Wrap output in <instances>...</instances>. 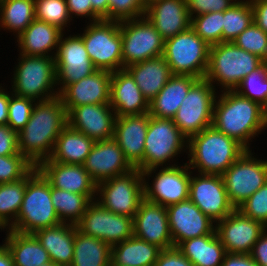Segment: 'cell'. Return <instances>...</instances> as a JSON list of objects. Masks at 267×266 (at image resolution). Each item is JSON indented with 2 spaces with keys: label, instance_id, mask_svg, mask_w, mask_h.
<instances>
[{
  "label": "cell",
  "instance_id": "1",
  "mask_svg": "<svg viewBox=\"0 0 267 266\" xmlns=\"http://www.w3.org/2000/svg\"><path fill=\"white\" fill-rule=\"evenodd\" d=\"M67 124V111L59 96L35 103L29 121L18 133L19 153L37 167L51 157L56 140Z\"/></svg>",
  "mask_w": 267,
  "mask_h": 266
},
{
  "label": "cell",
  "instance_id": "2",
  "mask_svg": "<svg viewBox=\"0 0 267 266\" xmlns=\"http://www.w3.org/2000/svg\"><path fill=\"white\" fill-rule=\"evenodd\" d=\"M212 126L249 150L248 141L265 127L262 106L234 90H226L218 103L215 99Z\"/></svg>",
  "mask_w": 267,
  "mask_h": 266
},
{
  "label": "cell",
  "instance_id": "3",
  "mask_svg": "<svg viewBox=\"0 0 267 266\" xmlns=\"http://www.w3.org/2000/svg\"><path fill=\"white\" fill-rule=\"evenodd\" d=\"M186 141L191 158L188 166L198 168L200 174L222 175L247 150L213 126Z\"/></svg>",
  "mask_w": 267,
  "mask_h": 266
},
{
  "label": "cell",
  "instance_id": "4",
  "mask_svg": "<svg viewBox=\"0 0 267 266\" xmlns=\"http://www.w3.org/2000/svg\"><path fill=\"white\" fill-rule=\"evenodd\" d=\"M59 224L61 222L51 201V184L35 167L26 176V190L21 208L16 221H11L8 229L33 234L37 230Z\"/></svg>",
  "mask_w": 267,
  "mask_h": 266
},
{
  "label": "cell",
  "instance_id": "5",
  "mask_svg": "<svg viewBox=\"0 0 267 266\" xmlns=\"http://www.w3.org/2000/svg\"><path fill=\"white\" fill-rule=\"evenodd\" d=\"M263 62L233 42H221L210 46L205 79L211 84L217 80L225 90H235L242 79Z\"/></svg>",
  "mask_w": 267,
  "mask_h": 266
},
{
  "label": "cell",
  "instance_id": "6",
  "mask_svg": "<svg viewBox=\"0 0 267 266\" xmlns=\"http://www.w3.org/2000/svg\"><path fill=\"white\" fill-rule=\"evenodd\" d=\"M210 46L194 30H187L164 40L163 57L172 75L205 78L209 63Z\"/></svg>",
  "mask_w": 267,
  "mask_h": 266
},
{
  "label": "cell",
  "instance_id": "7",
  "mask_svg": "<svg viewBox=\"0 0 267 266\" xmlns=\"http://www.w3.org/2000/svg\"><path fill=\"white\" fill-rule=\"evenodd\" d=\"M20 55L21 61L13 78L14 94L34 101L38 98L39 102L59 96V92H51V88L57 84L54 57Z\"/></svg>",
  "mask_w": 267,
  "mask_h": 266
},
{
  "label": "cell",
  "instance_id": "8",
  "mask_svg": "<svg viewBox=\"0 0 267 266\" xmlns=\"http://www.w3.org/2000/svg\"><path fill=\"white\" fill-rule=\"evenodd\" d=\"M80 37L97 70L115 72L123 69L119 21L102 19L92 22Z\"/></svg>",
  "mask_w": 267,
  "mask_h": 266
},
{
  "label": "cell",
  "instance_id": "9",
  "mask_svg": "<svg viewBox=\"0 0 267 266\" xmlns=\"http://www.w3.org/2000/svg\"><path fill=\"white\" fill-rule=\"evenodd\" d=\"M214 89L207 79H199L190 88L173 117L174 124L188 139L212 126L216 99Z\"/></svg>",
  "mask_w": 267,
  "mask_h": 266
},
{
  "label": "cell",
  "instance_id": "10",
  "mask_svg": "<svg viewBox=\"0 0 267 266\" xmlns=\"http://www.w3.org/2000/svg\"><path fill=\"white\" fill-rule=\"evenodd\" d=\"M143 173L135 168L124 175L112 177L97 184L100 203L112 213L134 217L145 199Z\"/></svg>",
  "mask_w": 267,
  "mask_h": 266
},
{
  "label": "cell",
  "instance_id": "11",
  "mask_svg": "<svg viewBox=\"0 0 267 266\" xmlns=\"http://www.w3.org/2000/svg\"><path fill=\"white\" fill-rule=\"evenodd\" d=\"M120 21L123 68L163 56L164 39L145 16Z\"/></svg>",
  "mask_w": 267,
  "mask_h": 266
},
{
  "label": "cell",
  "instance_id": "12",
  "mask_svg": "<svg viewBox=\"0 0 267 266\" xmlns=\"http://www.w3.org/2000/svg\"><path fill=\"white\" fill-rule=\"evenodd\" d=\"M185 139L188 140L172 119L150 116L144 145L143 176H149L158 166L174 158L186 144Z\"/></svg>",
  "mask_w": 267,
  "mask_h": 266
},
{
  "label": "cell",
  "instance_id": "13",
  "mask_svg": "<svg viewBox=\"0 0 267 266\" xmlns=\"http://www.w3.org/2000/svg\"><path fill=\"white\" fill-rule=\"evenodd\" d=\"M221 176L229 202L237 209L267 182V161L246 150Z\"/></svg>",
  "mask_w": 267,
  "mask_h": 266
},
{
  "label": "cell",
  "instance_id": "14",
  "mask_svg": "<svg viewBox=\"0 0 267 266\" xmlns=\"http://www.w3.org/2000/svg\"><path fill=\"white\" fill-rule=\"evenodd\" d=\"M76 228L113 246L133 236V218L112 213L97 200L90 203Z\"/></svg>",
  "mask_w": 267,
  "mask_h": 266
},
{
  "label": "cell",
  "instance_id": "15",
  "mask_svg": "<svg viewBox=\"0 0 267 266\" xmlns=\"http://www.w3.org/2000/svg\"><path fill=\"white\" fill-rule=\"evenodd\" d=\"M190 177L189 199L212 221H221L235 208L229 202L221 175Z\"/></svg>",
  "mask_w": 267,
  "mask_h": 266
},
{
  "label": "cell",
  "instance_id": "16",
  "mask_svg": "<svg viewBox=\"0 0 267 266\" xmlns=\"http://www.w3.org/2000/svg\"><path fill=\"white\" fill-rule=\"evenodd\" d=\"M216 233L227 253L250 254L267 227L234 209L216 224Z\"/></svg>",
  "mask_w": 267,
  "mask_h": 266
},
{
  "label": "cell",
  "instance_id": "17",
  "mask_svg": "<svg viewBox=\"0 0 267 266\" xmlns=\"http://www.w3.org/2000/svg\"><path fill=\"white\" fill-rule=\"evenodd\" d=\"M54 56L57 74V84H62V91L67 85L80 81L91 75L97 69L94 67L86 51L80 35L62 39Z\"/></svg>",
  "mask_w": 267,
  "mask_h": 266
},
{
  "label": "cell",
  "instance_id": "18",
  "mask_svg": "<svg viewBox=\"0 0 267 266\" xmlns=\"http://www.w3.org/2000/svg\"><path fill=\"white\" fill-rule=\"evenodd\" d=\"M173 245L200 236L214 234L216 227L190 199L166 207Z\"/></svg>",
  "mask_w": 267,
  "mask_h": 266
},
{
  "label": "cell",
  "instance_id": "19",
  "mask_svg": "<svg viewBox=\"0 0 267 266\" xmlns=\"http://www.w3.org/2000/svg\"><path fill=\"white\" fill-rule=\"evenodd\" d=\"M189 169L187 163L183 168L174 164L161 169L152 187L144 182L145 199L164 207L189 199Z\"/></svg>",
  "mask_w": 267,
  "mask_h": 266
},
{
  "label": "cell",
  "instance_id": "20",
  "mask_svg": "<svg viewBox=\"0 0 267 266\" xmlns=\"http://www.w3.org/2000/svg\"><path fill=\"white\" fill-rule=\"evenodd\" d=\"M83 165L96 184L135 169L113 138L96 141Z\"/></svg>",
  "mask_w": 267,
  "mask_h": 266
},
{
  "label": "cell",
  "instance_id": "21",
  "mask_svg": "<svg viewBox=\"0 0 267 266\" xmlns=\"http://www.w3.org/2000/svg\"><path fill=\"white\" fill-rule=\"evenodd\" d=\"M150 113L116 117L113 139L122 149L126 159L141 172L144 171V145Z\"/></svg>",
  "mask_w": 267,
  "mask_h": 266
},
{
  "label": "cell",
  "instance_id": "22",
  "mask_svg": "<svg viewBox=\"0 0 267 266\" xmlns=\"http://www.w3.org/2000/svg\"><path fill=\"white\" fill-rule=\"evenodd\" d=\"M133 236L161 249L173 247L166 207L144 199L133 217Z\"/></svg>",
  "mask_w": 267,
  "mask_h": 266
},
{
  "label": "cell",
  "instance_id": "23",
  "mask_svg": "<svg viewBox=\"0 0 267 266\" xmlns=\"http://www.w3.org/2000/svg\"><path fill=\"white\" fill-rule=\"evenodd\" d=\"M112 72L96 70L86 78L67 85L59 93L67 114L80 105L110 104Z\"/></svg>",
  "mask_w": 267,
  "mask_h": 266
},
{
  "label": "cell",
  "instance_id": "24",
  "mask_svg": "<svg viewBox=\"0 0 267 266\" xmlns=\"http://www.w3.org/2000/svg\"><path fill=\"white\" fill-rule=\"evenodd\" d=\"M110 104H90L74 107L68 114V125L96 141L109 140L114 136L116 115Z\"/></svg>",
  "mask_w": 267,
  "mask_h": 266
},
{
  "label": "cell",
  "instance_id": "25",
  "mask_svg": "<svg viewBox=\"0 0 267 266\" xmlns=\"http://www.w3.org/2000/svg\"><path fill=\"white\" fill-rule=\"evenodd\" d=\"M37 168L53 187L87 195L91 200H95L93 197L97 193V184L85 170L84 165L63 164L49 158L42 161Z\"/></svg>",
  "mask_w": 267,
  "mask_h": 266
},
{
  "label": "cell",
  "instance_id": "26",
  "mask_svg": "<svg viewBox=\"0 0 267 266\" xmlns=\"http://www.w3.org/2000/svg\"><path fill=\"white\" fill-rule=\"evenodd\" d=\"M110 106L116 117L149 112L148 100L143 96L133 76L126 68L112 72Z\"/></svg>",
  "mask_w": 267,
  "mask_h": 266
},
{
  "label": "cell",
  "instance_id": "27",
  "mask_svg": "<svg viewBox=\"0 0 267 266\" xmlns=\"http://www.w3.org/2000/svg\"><path fill=\"white\" fill-rule=\"evenodd\" d=\"M145 15L164 40L191 25L186 0H157L146 7Z\"/></svg>",
  "mask_w": 267,
  "mask_h": 266
},
{
  "label": "cell",
  "instance_id": "28",
  "mask_svg": "<svg viewBox=\"0 0 267 266\" xmlns=\"http://www.w3.org/2000/svg\"><path fill=\"white\" fill-rule=\"evenodd\" d=\"M198 80L189 75H172L161 91L149 102L150 115L173 119L181 102Z\"/></svg>",
  "mask_w": 267,
  "mask_h": 266
},
{
  "label": "cell",
  "instance_id": "29",
  "mask_svg": "<svg viewBox=\"0 0 267 266\" xmlns=\"http://www.w3.org/2000/svg\"><path fill=\"white\" fill-rule=\"evenodd\" d=\"M48 252L51 262L57 266H70L74 251V225L61 223L33 233Z\"/></svg>",
  "mask_w": 267,
  "mask_h": 266
},
{
  "label": "cell",
  "instance_id": "30",
  "mask_svg": "<svg viewBox=\"0 0 267 266\" xmlns=\"http://www.w3.org/2000/svg\"><path fill=\"white\" fill-rule=\"evenodd\" d=\"M126 69L133 76L148 102L161 91L172 76L170 67L163 56L129 65Z\"/></svg>",
  "mask_w": 267,
  "mask_h": 266
},
{
  "label": "cell",
  "instance_id": "31",
  "mask_svg": "<svg viewBox=\"0 0 267 266\" xmlns=\"http://www.w3.org/2000/svg\"><path fill=\"white\" fill-rule=\"evenodd\" d=\"M62 33L58 27L35 19L17 38L21 54L48 56V51L57 49Z\"/></svg>",
  "mask_w": 267,
  "mask_h": 266
},
{
  "label": "cell",
  "instance_id": "32",
  "mask_svg": "<svg viewBox=\"0 0 267 266\" xmlns=\"http://www.w3.org/2000/svg\"><path fill=\"white\" fill-rule=\"evenodd\" d=\"M94 143L93 139L67 124L56 140L50 159L63 164L83 165Z\"/></svg>",
  "mask_w": 267,
  "mask_h": 266
},
{
  "label": "cell",
  "instance_id": "33",
  "mask_svg": "<svg viewBox=\"0 0 267 266\" xmlns=\"http://www.w3.org/2000/svg\"><path fill=\"white\" fill-rule=\"evenodd\" d=\"M161 250L155 244L132 236L111 246V266H154Z\"/></svg>",
  "mask_w": 267,
  "mask_h": 266
},
{
  "label": "cell",
  "instance_id": "34",
  "mask_svg": "<svg viewBox=\"0 0 267 266\" xmlns=\"http://www.w3.org/2000/svg\"><path fill=\"white\" fill-rule=\"evenodd\" d=\"M177 248L194 266H221L227 253L216 232L187 239Z\"/></svg>",
  "mask_w": 267,
  "mask_h": 266
},
{
  "label": "cell",
  "instance_id": "35",
  "mask_svg": "<svg viewBox=\"0 0 267 266\" xmlns=\"http://www.w3.org/2000/svg\"><path fill=\"white\" fill-rule=\"evenodd\" d=\"M5 246L11 253L15 266H41L49 263L48 252L33 234L7 231Z\"/></svg>",
  "mask_w": 267,
  "mask_h": 266
},
{
  "label": "cell",
  "instance_id": "36",
  "mask_svg": "<svg viewBox=\"0 0 267 266\" xmlns=\"http://www.w3.org/2000/svg\"><path fill=\"white\" fill-rule=\"evenodd\" d=\"M70 266H111V246L80 232L74 225V251Z\"/></svg>",
  "mask_w": 267,
  "mask_h": 266
},
{
  "label": "cell",
  "instance_id": "37",
  "mask_svg": "<svg viewBox=\"0 0 267 266\" xmlns=\"http://www.w3.org/2000/svg\"><path fill=\"white\" fill-rule=\"evenodd\" d=\"M51 201L61 223L76 225L92 200L87 195L58 189L51 185ZM70 217V218H69ZM68 218V219H67Z\"/></svg>",
  "mask_w": 267,
  "mask_h": 266
},
{
  "label": "cell",
  "instance_id": "38",
  "mask_svg": "<svg viewBox=\"0 0 267 266\" xmlns=\"http://www.w3.org/2000/svg\"><path fill=\"white\" fill-rule=\"evenodd\" d=\"M1 26L19 36L35 20V0H0Z\"/></svg>",
  "mask_w": 267,
  "mask_h": 266
},
{
  "label": "cell",
  "instance_id": "39",
  "mask_svg": "<svg viewBox=\"0 0 267 266\" xmlns=\"http://www.w3.org/2000/svg\"><path fill=\"white\" fill-rule=\"evenodd\" d=\"M253 23V9L249 1H238L223 12L222 42L233 40Z\"/></svg>",
  "mask_w": 267,
  "mask_h": 266
},
{
  "label": "cell",
  "instance_id": "40",
  "mask_svg": "<svg viewBox=\"0 0 267 266\" xmlns=\"http://www.w3.org/2000/svg\"><path fill=\"white\" fill-rule=\"evenodd\" d=\"M26 190V177L0 184V228L9 224L10 215L16 221Z\"/></svg>",
  "mask_w": 267,
  "mask_h": 266
},
{
  "label": "cell",
  "instance_id": "41",
  "mask_svg": "<svg viewBox=\"0 0 267 266\" xmlns=\"http://www.w3.org/2000/svg\"><path fill=\"white\" fill-rule=\"evenodd\" d=\"M234 91L263 106L267 102V62L245 76Z\"/></svg>",
  "mask_w": 267,
  "mask_h": 266
},
{
  "label": "cell",
  "instance_id": "42",
  "mask_svg": "<svg viewBox=\"0 0 267 266\" xmlns=\"http://www.w3.org/2000/svg\"><path fill=\"white\" fill-rule=\"evenodd\" d=\"M190 27L209 46L219 44L222 42L223 12H209L193 16Z\"/></svg>",
  "mask_w": 267,
  "mask_h": 266
},
{
  "label": "cell",
  "instance_id": "43",
  "mask_svg": "<svg viewBox=\"0 0 267 266\" xmlns=\"http://www.w3.org/2000/svg\"><path fill=\"white\" fill-rule=\"evenodd\" d=\"M35 19L63 30L71 19L66 0H35Z\"/></svg>",
  "mask_w": 267,
  "mask_h": 266
},
{
  "label": "cell",
  "instance_id": "44",
  "mask_svg": "<svg viewBox=\"0 0 267 266\" xmlns=\"http://www.w3.org/2000/svg\"><path fill=\"white\" fill-rule=\"evenodd\" d=\"M233 43L241 49L258 56L264 62H267V33L254 22L242 31L233 40Z\"/></svg>",
  "mask_w": 267,
  "mask_h": 266
},
{
  "label": "cell",
  "instance_id": "45",
  "mask_svg": "<svg viewBox=\"0 0 267 266\" xmlns=\"http://www.w3.org/2000/svg\"><path fill=\"white\" fill-rule=\"evenodd\" d=\"M35 166L22 154L0 156V184L25 178Z\"/></svg>",
  "mask_w": 267,
  "mask_h": 266
},
{
  "label": "cell",
  "instance_id": "46",
  "mask_svg": "<svg viewBox=\"0 0 267 266\" xmlns=\"http://www.w3.org/2000/svg\"><path fill=\"white\" fill-rule=\"evenodd\" d=\"M32 99L24 98L12 94L9 95V108H8V125L17 133H19L30 119L33 109Z\"/></svg>",
  "mask_w": 267,
  "mask_h": 266
},
{
  "label": "cell",
  "instance_id": "47",
  "mask_svg": "<svg viewBox=\"0 0 267 266\" xmlns=\"http://www.w3.org/2000/svg\"><path fill=\"white\" fill-rule=\"evenodd\" d=\"M145 10L142 0H109L108 20L120 22L143 17Z\"/></svg>",
  "mask_w": 267,
  "mask_h": 266
},
{
  "label": "cell",
  "instance_id": "48",
  "mask_svg": "<svg viewBox=\"0 0 267 266\" xmlns=\"http://www.w3.org/2000/svg\"><path fill=\"white\" fill-rule=\"evenodd\" d=\"M237 209L245 216L257 220L267 227V182Z\"/></svg>",
  "mask_w": 267,
  "mask_h": 266
},
{
  "label": "cell",
  "instance_id": "49",
  "mask_svg": "<svg viewBox=\"0 0 267 266\" xmlns=\"http://www.w3.org/2000/svg\"><path fill=\"white\" fill-rule=\"evenodd\" d=\"M186 2L190 18L194 13L198 16L209 12H224L236 3L232 0H186Z\"/></svg>",
  "mask_w": 267,
  "mask_h": 266
},
{
  "label": "cell",
  "instance_id": "50",
  "mask_svg": "<svg viewBox=\"0 0 267 266\" xmlns=\"http://www.w3.org/2000/svg\"><path fill=\"white\" fill-rule=\"evenodd\" d=\"M20 154L18 133L8 124L0 125V156Z\"/></svg>",
  "mask_w": 267,
  "mask_h": 266
},
{
  "label": "cell",
  "instance_id": "51",
  "mask_svg": "<svg viewBox=\"0 0 267 266\" xmlns=\"http://www.w3.org/2000/svg\"><path fill=\"white\" fill-rule=\"evenodd\" d=\"M154 266H194L181 251L173 246L162 249Z\"/></svg>",
  "mask_w": 267,
  "mask_h": 266
},
{
  "label": "cell",
  "instance_id": "52",
  "mask_svg": "<svg viewBox=\"0 0 267 266\" xmlns=\"http://www.w3.org/2000/svg\"><path fill=\"white\" fill-rule=\"evenodd\" d=\"M253 22L267 33V0L251 1Z\"/></svg>",
  "mask_w": 267,
  "mask_h": 266
},
{
  "label": "cell",
  "instance_id": "53",
  "mask_svg": "<svg viewBox=\"0 0 267 266\" xmlns=\"http://www.w3.org/2000/svg\"><path fill=\"white\" fill-rule=\"evenodd\" d=\"M251 257L259 266H267V234L265 232L260 236L254 244L251 252Z\"/></svg>",
  "mask_w": 267,
  "mask_h": 266
},
{
  "label": "cell",
  "instance_id": "54",
  "mask_svg": "<svg viewBox=\"0 0 267 266\" xmlns=\"http://www.w3.org/2000/svg\"><path fill=\"white\" fill-rule=\"evenodd\" d=\"M221 266H259L250 254L226 253Z\"/></svg>",
  "mask_w": 267,
  "mask_h": 266
},
{
  "label": "cell",
  "instance_id": "55",
  "mask_svg": "<svg viewBox=\"0 0 267 266\" xmlns=\"http://www.w3.org/2000/svg\"><path fill=\"white\" fill-rule=\"evenodd\" d=\"M69 15L92 17L91 0H66Z\"/></svg>",
  "mask_w": 267,
  "mask_h": 266
},
{
  "label": "cell",
  "instance_id": "56",
  "mask_svg": "<svg viewBox=\"0 0 267 266\" xmlns=\"http://www.w3.org/2000/svg\"><path fill=\"white\" fill-rule=\"evenodd\" d=\"M92 21L108 20L109 0H91Z\"/></svg>",
  "mask_w": 267,
  "mask_h": 266
},
{
  "label": "cell",
  "instance_id": "57",
  "mask_svg": "<svg viewBox=\"0 0 267 266\" xmlns=\"http://www.w3.org/2000/svg\"><path fill=\"white\" fill-rule=\"evenodd\" d=\"M1 89V88H0ZM9 94L0 90V125L8 123Z\"/></svg>",
  "mask_w": 267,
  "mask_h": 266
},
{
  "label": "cell",
  "instance_id": "58",
  "mask_svg": "<svg viewBox=\"0 0 267 266\" xmlns=\"http://www.w3.org/2000/svg\"><path fill=\"white\" fill-rule=\"evenodd\" d=\"M0 266H15L11 253L4 244L0 246Z\"/></svg>",
  "mask_w": 267,
  "mask_h": 266
},
{
  "label": "cell",
  "instance_id": "59",
  "mask_svg": "<svg viewBox=\"0 0 267 266\" xmlns=\"http://www.w3.org/2000/svg\"><path fill=\"white\" fill-rule=\"evenodd\" d=\"M263 109V121L265 127H267V102L262 106Z\"/></svg>",
  "mask_w": 267,
  "mask_h": 266
},
{
  "label": "cell",
  "instance_id": "60",
  "mask_svg": "<svg viewBox=\"0 0 267 266\" xmlns=\"http://www.w3.org/2000/svg\"><path fill=\"white\" fill-rule=\"evenodd\" d=\"M143 1V4L147 7L149 6L152 2H155L157 0H142Z\"/></svg>",
  "mask_w": 267,
  "mask_h": 266
},
{
  "label": "cell",
  "instance_id": "61",
  "mask_svg": "<svg viewBox=\"0 0 267 266\" xmlns=\"http://www.w3.org/2000/svg\"><path fill=\"white\" fill-rule=\"evenodd\" d=\"M41 266H57V265L53 264V263L50 261L49 263H45V264H43V265H41Z\"/></svg>",
  "mask_w": 267,
  "mask_h": 266
}]
</instances>
